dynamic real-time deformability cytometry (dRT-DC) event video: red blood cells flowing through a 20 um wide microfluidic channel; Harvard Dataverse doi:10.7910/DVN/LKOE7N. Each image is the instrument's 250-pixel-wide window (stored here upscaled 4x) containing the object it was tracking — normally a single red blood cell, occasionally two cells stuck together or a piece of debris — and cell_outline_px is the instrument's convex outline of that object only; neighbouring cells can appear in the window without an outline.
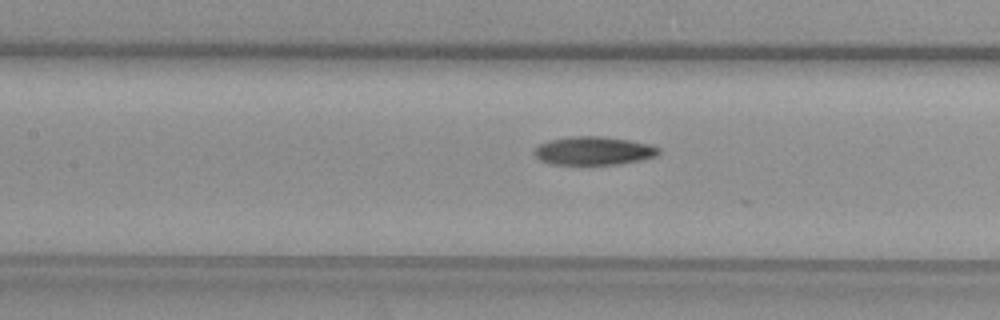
{"species": "common noctule bat (a hibernating species)", "species_latin": "Nyctalus noctula", "temperature_condition": "warm", "stored_images_in_passage": 24, "camera_frame_rate_fps": 3000, "um_per_image_px": 0.085, "animal": {"sex": "female", "body_mass_g": 29.2, "forearm_length_mm": 56.3}, "frame": {"image": 1, "passage_image": 23, "time_ms": 7.333, "image_size_px": [1000, 320], "cell_outline_px": [[660, 152], [656, 156], [640, 160], [616, 164], [552, 164], [540, 160], [532, 152], [540, 144], [548, 140], [568, 136], [600, 136], [628, 140], [648, 144], [660, 148]], "centroid_in_image_um": [50.43, 12.81], "position_along_channel_um": 157.0, "area_um2": 20.46}}